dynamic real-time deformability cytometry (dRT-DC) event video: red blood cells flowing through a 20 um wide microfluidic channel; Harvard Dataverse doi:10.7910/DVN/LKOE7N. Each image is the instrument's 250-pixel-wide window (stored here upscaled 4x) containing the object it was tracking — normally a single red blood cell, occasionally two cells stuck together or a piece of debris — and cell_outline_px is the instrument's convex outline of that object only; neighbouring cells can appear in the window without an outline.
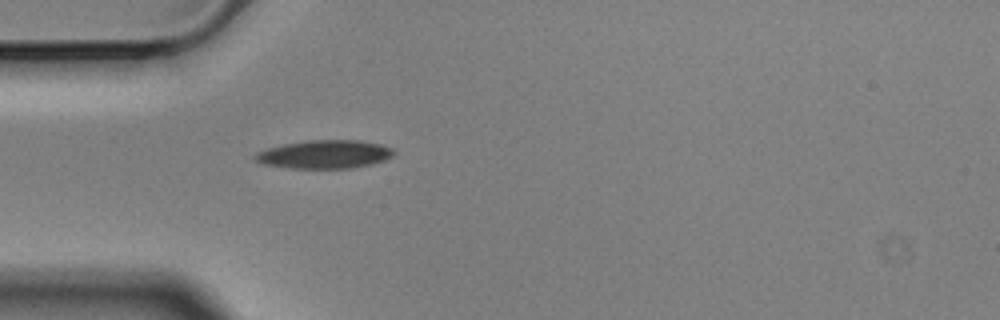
{"species": "Egyptian fruit bat (a non-hibernating species)", "species_latin": "Rousettus aegyptiacus", "temperature_condition": "cold", "stored_images_in_passage": 1, "camera_frame_rate_fps": 3000, "um_per_image_px": 0.085, "animal": {"sex": "male"}, "frame": {"image": 1, "passage_image": 1, "time_ms": 0.0, "image_size_px": [1000, 320], "cell_outline_px": [[396, 152], [392, 156], [384, 160], [372, 164], [352, 168], [288, 168], [260, 164], [252, 156], [256, 152], [268, 148], [284, 144], [308, 140], [356, 140], [380, 144], [392, 148]], "centroid_in_image_um": [27.56, 13.12], "position_along_channel_um": 57.4, "area_um2": 23.0}}